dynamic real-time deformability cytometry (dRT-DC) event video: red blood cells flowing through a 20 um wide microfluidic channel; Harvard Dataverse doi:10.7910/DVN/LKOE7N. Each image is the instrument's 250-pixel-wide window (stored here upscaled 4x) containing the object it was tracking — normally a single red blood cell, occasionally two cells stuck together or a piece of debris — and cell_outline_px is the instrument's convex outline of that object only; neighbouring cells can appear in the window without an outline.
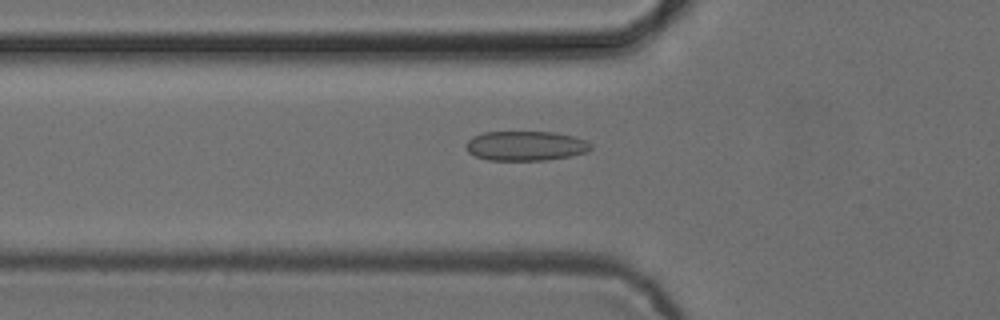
{"species": "common noctule bat (a hibernating species)", "species_latin": "Nyctalus noctula", "temperature_condition": "cold", "stored_images_in_passage": 43, "camera_frame_rate_fps": 3000, "um_per_image_px": 0.085, "animal": {"sex": "female", "body_mass_g": 24.6, "forearm_length_mm": 56.2}, "frame": {"image": 1, "passage_image": 9, "time_ms": 2.667, "image_size_px": [1000, 320], "cell_outline_px": [[592, 148], [588, 152], [572, 156], [548, 160], [488, 160], [476, 156], [468, 152], [464, 148], [464, 144], [472, 136], [484, 132], [556, 132], [572, 136], [584, 140], [592, 144]], "centroid_in_image_um": [44.67, 12.4], "position_along_channel_um": 81.1, "area_um2": 21.79}}
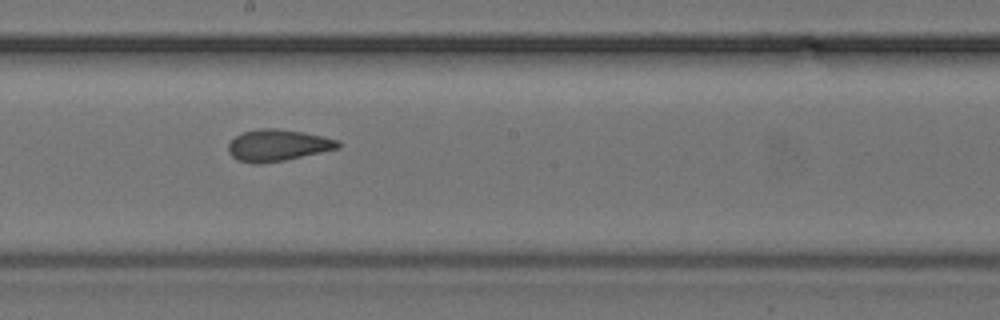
{"frame": {"image": 2, "passage_image": 20, "time_ms": 6.333, "image_size_px": [1000, 320], "cell_outline_px": [[340, 148], [284, 160], [260, 164], [252, 164], [236, 160], [228, 152], [228, 144], [236, 136], [244, 132], [260, 128], [276, 128], [304, 132], [340, 140]], "centroid_in_image_um": [23.6, 12.35], "position_along_channel_um": 224.6, "area_um2": 20.29}}
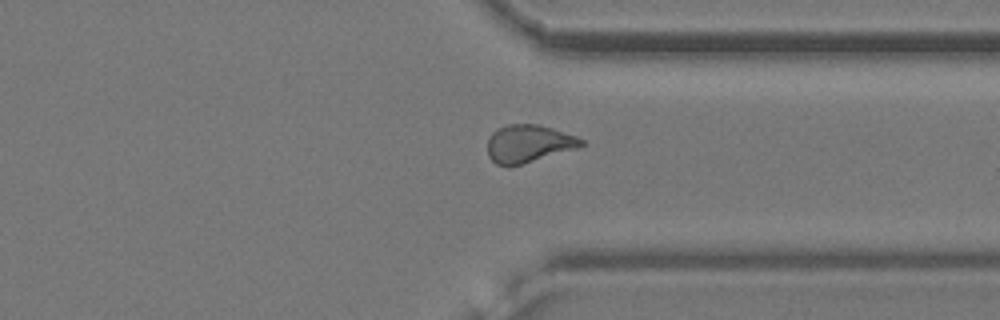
{"frame": {"image": 3, "passage_image": 31, "time_ms": 10.0, "image_size_px": [1000, 320], "cell_outline_px": [[588, 144], [580, 148], [508, 168], [496, 164], [488, 156], [488, 140], [492, 132], [496, 128], [508, 124], [540, 124], [576, 136], [584, 140]], "centroid_in_image_um": [44.95, 12.22], "position_along_channel_um": 366.4, "area_um2": 21.1}, "authors_computed_cell_mechanics": {"area_um2": 20.2878, "velocity_mm_per_s": 3.8832, "shape_relaxation_time_tau1_ms": 10.2417, "shape_relaxation_time_tau2_ms": 1.3588, "deformation_change_tau1": 0.1971, "deformation_change_tau2": 0.0737}}